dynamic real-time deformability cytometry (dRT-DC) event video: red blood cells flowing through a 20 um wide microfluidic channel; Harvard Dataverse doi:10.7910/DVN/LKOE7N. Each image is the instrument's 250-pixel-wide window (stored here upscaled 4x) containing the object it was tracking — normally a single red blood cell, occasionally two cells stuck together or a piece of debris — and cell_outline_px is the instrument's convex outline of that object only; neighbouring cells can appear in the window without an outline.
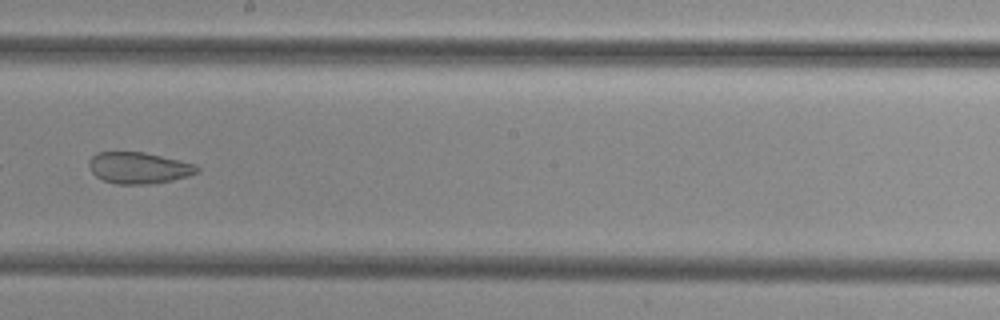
{"species": "common noctule bat (a hibernating species)", "species_latin": "Nyctalus noctula", "temperature_condition": "cold", "stored_images_in_passage": 38, "camera_frame_rate_fps": 3000, "um_per_image_px": 0.085, "animal": {"sex": "female", "body_mass_g": 29.2, "forearm_length_mm": 56.3}, "frame": {"image": 1, "passage_image": 22, "time_ms": 7.0, "image_size_px": [1000, 320], "cell_outline_px": [[200, 172], [188, 176], [172, 180], [152, 184], [116, 184], [104, 180], [96, 176], [88, 168], [88, 160], [96, 152], [144, 152], [196, 164], [200, 168]], "centroid_in_image_um": [11.79, 14.27], "position_along_channel_um": 236.4, "area_um2": 19.94}}